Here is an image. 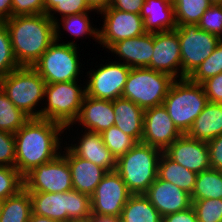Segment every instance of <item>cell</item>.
I'll return each mask as SVG.
<instances>
[{
    "label": "cell",
    "instance_id": "1",
    "mask_svg": "<svg viewBox=\"0 0 222 222\" xmlns=\"http://www.w3.org/2000/svg\"><path fill=\"white\" fill-rule=\"evenodd\" d=\"M64 131L59 123L30 118L14 133L15 168L18 172L24 177L33 168L54 160L61 153L63 137L59 136Z\"/></svg>",
    "mask_w": 222,
    "mask_h": 222
},
{
    "label": "cell",
    "instance_id": "2",
    "mask_svg": "<svg viewBox=\"0 0 222 222\" xmlns=\"http://www.w3.org/2000/svg\"><path fill=\"white\" fill-rule=\"evenodd\" d=\"M5 24L19 66L33 67L55 41V23L45 13L12 16Z\"/></svg>",
    "mask_w": 222,
    "mask_h": 222
},
{
    "label": "cell",
    "instance_id": "3",
    "mask_svg": "<svg viewBox=\"0 0 222 222\" xmlns=\"http://www.w3.org/2000/svg\"><path fill=\"white\" fill-rule=\"evenodd\" d=\"M162 152L156 147L138 142L117 159L115 171L132 195L145 194L156 180Z\"/></svg>",
    "mask_w": 222,
    "mask_h": 222
},
{
    "label": "cell",
    "instance_id": "4",
    "mask_svg": "<svg viewBox=\"0 0 222 222\" xmlns=\"http://www.w3.org/2000/svg\"><path fill=\"white\" fill-rule=\"evenodd\" d=\"M208 102L202 84L183 78L173 82L162 104L177 129L187 134Z\"/></svg>",
    "mask_w": 222,
    "mask_h": 222
},
{
    "label": "cell",
    "instance_id": "5",
    "mask_svg": "<svg viewBox=\"0 0 222 222\" xmlns=\"http://www.w3.org/2000/svg\"><path fill=\"white\" fill-rule=\"evenodd\" d=\"M46 82L33 67L20 66L0 80L9 100L30 118H40L38 103L44 101Z\"/></svg>",
    "mask_w": 222,
    "mask_h": 222
},
{
    "label": "cell",
    "instance_id": "6",
    "mask_svg": "<svg viewBox=\"0 0 222 222\" xmlns=\"http://www.w3.org/2000/svg\"><path fill=\"white\" fill-rule=\"evenodd\" d=\"M77 82L46 84L44 94L46 106H41L40 118L59 123L69 131L79 116L86 94L85 85L81 87L82 84L78 85Z\"/></svg>",
    "mask_w": 222,
    "mask_h": 222
},
{
    "label": "cell",
    "instance_id": "7",
    "mask_svg": "<svg viewBox=\"0 0 222 222\" xmlns=\"http://www.w3.org/2000/svg\"><path fill=\"white\" fill-rule=\"evenodd\" d=\"M32 213L59 222L91 216L90 196L76 190L66 192H29Z\"/></svg>",
    "mask_w": 222,
    "mask_h": 222
},
{
    "label": "cell",
    "instance_id": "8",
    "mask_svg": "<svg viewBox=\"0 0 222 222\" xmlns=\"http://www.w3.org/2000/svg\"><path fill=\"white\" fill-rule=\"evenodd\" d=\"M176 79L150 68H131L122 98L145 109L161 105Z\"/></svg>",
    "mask_w": 222,
    "mask_h": 222
},
{
    "label": "cell",
    "instance_id": "9",
    "mask_svg": "<svg viewBox=\"0 0 222 222\" xmlns=\"http://www.w3.org/2000/svg\"><path fill=\"white\" fill-rule=\"evenodd\" d=\"M77 46V42L73 40L67 43L55 40L33 65V68L46 84L78 81L82 63Z\"/></svg>",
    "mask_w": 222,
    "mask_h": 222
},
{
    "label": "cell",
    "instance_id": "10",
    "mask_svg": "<svg viewBox=\"0 0 222 222\" xmlns=\"http://www.w3.org/2000/svg\"><path fill=\"white\" fill-rule=\"evenodd\" d=\"M181 50V79L188 78L214 51L220 38L200 29L198 24L177 25Z\"/></svg>",
    "mask_w": 222,
    "mask_h": 222
},
{
    "label": "cell",
    "instance_id": "11",
    "mask_svg": "<svg viewBox=\"0 0 222 222\" xmlns=\"http://www.w3.org/2000/svg\"><path fill=\"white\" fill-rule=\"evenodd\" d=\"M28 192L58 193L73 190L71 171L60 153L54 160L33 168L23 177Z\"/></svg>",
    "mask_w": 222,
    "mask_h": 222
},
{
    "label": "cell",
    "instance_id": "12",
    "mask_svg": "<svg viewBox=\"0 0 222 222\" xmlns=\"http://www.w3.org/2000/svg\"><path fill=\"white\" fill-rule=\"evenodd\" d=\"M130 69L122 61L115 60L100 64L97 70L90 68L91 72L86 73L89 79L84 82L86 95L111 101L121 98Z\"/></svg>",
    "mask_w": 222,
    "mask_h": 222
},
{
    "label": "cell",
    "instance_id": "13",
    "mask_svg": "<svg viewBox=\"0 0 222 222\" xmlns=\"http://www.w3.org/2000/svg\"><path fill=\"white\" fill-rule=\"evenodd\" d=\"M131 195L116 171L107 172L90 196L91 214L121 217L122 209Z\"/></svg>",
    "mask_w": 222,
    "mask_h": 222
},
{
    "label": "cell",
    "instance_id": "14",
    "mask_svg": "<svg viewBox=\"0 0 222 222\" xmlns=\"http://www.w3.org/2000/svg\"><path fill=\"white\" fill-rule=\"evenodd\" d=\"M99 14L103 15V26L99 29V42L108 50L116 43L146 33L140 14L121 11L109 7Z\"/></svg>",
    "mask_w": 222,
    "mask_h": 222
},
{
    "label": "cell",
    "instance_id": "15",
    "mask_svg": "<svg viewBox=\"0 0 222 222\" xmlns=\"http://www.w3.org/2000/svg\"><path fill=\"white\" fill-rule=\"evenodd\" d=\"M181 135L163 104L144 110L142 143L165 151Z\"/></svg>",
    "mask_w": 222,
    "mask_h": 222
},
{
    "label": "cell",
    "instance_id": "16",
    "mask_svg": "<svg viewBox=\"0 0 222 222\" xmlns=\"http://www.w3.org/2000/svg\"><path fill=\"white\" fill-rule=\"evenodd\" d=\"M153 50L147 68L181 79V50L177 30L154 32Z\"/></svg>",
    "mask_w": 222,
    "mask_h": 222
},
{
    "label": "cell",
    "instance_id": "17",
    "mask_svg": "<svg viewBox=\"0 0 222 222\" xmlns=\"http://www.w3.org/2000/svg\"><path fill=\"white\" fill-rule=\"evenodd\" d=\"M174 162L195 173L211 168L207 142L182 134L165 151Z\"/></svg>",
    "mask_w": 222,
    "mask_h": 222
},
{
    "label": "cell",
    "instance_id": "18",
    "mask_svg": "<svg viewBox=\"0 0 222 222\" xmlns=\"http://www.w3.org/2000/svg\"><path fill=\"white\" fill-rule=\"evenodd\" d=\"M144 195L162 217L192 206L191 195L189 193L180 189L177 185L158 177Z\"/></svg>",
    "mask_w": 222,
    "mask_h": 222
},
{
    "label": "cell",
    "instance_id": "19",
    "mask_svg": "<svg viewBox=\"0 0 222 222\" xmlns=\"http://www.w3.org/2000/svg\"><path fill=\"white\" fill-rule=\"evenodd\" d=\"M82 125L84 131L102 133L115 125V113L111 100L96 99L85 94L81 110L74 124Z\"/></svg>",
    "mask_w": 222,
    "mask_h": 222
},
{
    "label": "cell",
    "instance_id": "20",
    "mask_svg": "<svg viewBox=\"0 0 222 222\" xmlns=\"http://www.w3.org/2000/svg\"><path fill=\"white\" fill-rule=\"evenodd\" d=\"M83 134L78 136L76 143L67 144V148L76 156L89 160L92 163L104 168L107 172L115 171L116 158L104 145L101 133H93L81 130Z\"/></svg>",
    "mask_w": 222,
    "mask_h": 222
},
{
    "label": "cell",
    "instance_id": "21",
    "mask_svg": "<svg viewBox=\"0 0 222 222\" xmlns=\"http://www.w3.org/2000/svg\"><path fill=\"white\" fill-rule=\"evenodd\" d=\"M110 51L118 55V62L122 60L130 68L148 67L154 52L153 33L146 32L141 36L116 42L108 52Z\"/></svg>",
    "mask_w": 222,
    "mask_h": 222
},
{
    "label": "cell",
    "instance_id": "22",
    "mask_svg": "<svg viewBox=\"0 0 222 222\" xmlns=\"http://www.w3.org/2000/svg\"><path fill=\"white\" fill-rule=\"evenodd\" d=\"M63 148L61 154L68 162L73 190L91 196L107 171L89 160L74 155L67 147Z\"/></svg>",
    "mask_w": 222,
    "mask_h": 222
},
{
    "label": "cell",
    "instance_id": "23",
    "mask_svg": "<svg viewBox=\"0 0 222 222\" xmlns=\"http://www.w3.org/2000/svg\"><path fill=\"white\" fill-rule=\"evenodd\" d=\"M140 15L146 32H162L177 27L172 0H145Z\"/></svg>",
    "mask_w": 222,
    "mask_h": 222
},
{
    "label": "cell",
    "instance_id": "24",
    "mask_svg": "<svg viewBox=\"0 0 222 222\" xmlns=\"http://www.w3.org/2000/svg\"><path fill=\"white\" fill-rule=\"evenodd\" d=\"M115 113V126L131 136L137 143L141 142L144 126V109L125 98L112 101Z\"/></svg>",
    "mask_w": 222,
    "mask_h": 222
},
{
    "label": "cell",
    "instance_id": "25",
    "mask_svg": "<svg viewBox=\"0 0 222 222\" xmlns=\"http://www.w3.org/2000/svg\"><path fill=\"white\" fill-rule=\"evenodd\" d=\"M222 134V104L208 102L187 135L208 142Z\"/></svg>",
    "mask_w": 222,
    "mask_h": 222
},
{
    "label": "cell",
    "instance_id": "26",
    "mask_svg": "<svg viewBox=\"0 0 222 222\" xmlns=\"http://www.w3.org/2000/svg\"><path fill=\"white\" fill-rule=\"evenodd\" d=\"M157 177L177 185L191 195L195 187L197 173L174 162L162 152L158 163Z\"/></svg>",
    "mask_w": 222,
    "mask_h": 222
},
{
    "label": "cell",
    "instance_id": "27",
    "mask_svg": "<svg viewBox=\"0 0 222 222\" xmlns=\"http://www.w3.org/2000/svg\"><path fill=\"white\" fill-rule=\"evenodd\" d=\"M120 218L121 222H162V216L144 194L131 195Z\"/></svg>",
    "mask_w": 222,
    "mask_h": 222
},
{
    "label": "cell",
    "instance_id": "28",
    "mask_svg": "<svg viewBox=\"0 0 222 222\" xmlns=\"http://www.w3.org/2000/svg\"><path fill=\"white\" fill-rule=\"evenodd\" d=\"M90 12L79 13L74 15H67L62 18H58L55 22V40L60 41L61 38V30H65L70 33L71 36L75 38L84 37L85 35L93 37L92 39L96 42H99V29L93 27L90 20ZM61 22V23H60ZM61 25V26H60Z\"/></svg>",
    "mask_w": 222,
    "mask_h": 222
},
{
    "label": "cell",
    "instance_id": "29",
    "mask_svg": "<svg viewBox=\"0 0 222 222\" xmlns=\"http://www.w3.org/2000/svg\"><path fill=\"white\" fill-rule=\"evenodd\" d=\"M32 213L30 193L21 189L3 201L0 222H28Z\"/></svg>",
    "mask_w": 222,
    "mask_h": 222
},
{
    "label": "cell",
    "instance_id": "30",
    "mask_svg": "<svg viewBox=\"0 0 222 222\" xmlns=\"http://www.w3.org/2000/svg\"><path fill=\"white\" fill-rule=\"evenodd\" d=\"M222 199V175L217 169H208L197 174L191 200Z\"/></svg>",
    "mask_w": 222,
    "mask_h": 222
},
{
    "label": "cell",
    "instance_id": "31",
    "mask_svg": "<svg viewBox=\"0 0 222 222\" xmlns=\"http://www.w3.org/2000/svg\"><path fill=\"white\" fill-rule=\"evenodd\" d=\"M177 25L198 24L212 5L209 0H172Z\"/></svg>",
    "mask_w": 222,
    "mask_h": 222
},
{
    "label": "cell",
    "instance_id": "32",
    "mask_svg": "<svg viewBox=\"0 0 222 222\" xmlns=\"http://www.w3.org/2000/svg\"><path fill=\"white\" fill-rule=\"evenodd\" d=\"M30 119L18 109L0 88V130L17 132Z\"/></svg>",
    "mask_w": 222,
    "mask_h": 222
},
{
    "label": "cell",
    "instance_id": "33",
    "mask_svg": "<svg viewBox=\"0 0 222 222\" xmlns=\"http://www.w3.org/2000/svg\"><path fill=\"white\" fill-rule=\"evenodd\" d=\"M44 6L45 14L48 15L54 23L58 20V16L56 17L54 14H60L62 18L67 15L93 12L86 0H44Z\"/></svg>",
    "mask_w": 222,
    "mask_h": 222
},
{
    "label": "cell",
    "instance_id": "34",
    "mask_svg": "<svg viewBox=\"0 0 222 222\" xmlns=\"http://www.w3.org/2000/svg\"><path fill=\"white\" fill-rule=\"evenodd\" d=\"M220 73H222V39L216 45L213 53L197 67L188 79L194 83L202 84Z\"/></svg>",
    "mask_w": 222,
    "mask_h": 222
},
{
    "label": "cell",
    "instance_id": "35",
    "mask_svg": "<svg viewBox=\"0 0 222 222\" xmlns=\"http://www.w3.org/2000/svg\"><path fill=\"white\" fill-rule=\"evenodd\" d=\"M101 135L104 145L110 150L116 160L137 143L131 136L122 132L115 125L104 130Z\"/></svg>",
    "mask_w": 222,
    "mask_h": 222
},
{
    "label": "cell",
    "instance_id": "36",
    "mask_svg": "<svg viewBox=\"0 0 222 222\" xmlns=\"http://www.w3.org/2000/svg\"><path fill=\"white\" fill-rule=\"evenodd\" d=\"M19 67L13 54L7 26L5 22H0V80Z\"/></svg>",
    "mask_w": 222,
    "mask_h": 222
},
{
    "label": "cell",
    "instance_id": "37",
    "mask_svg": "<svg viewBox=\"0 0 222 222\" xmlns=\"http://www.w3.org/2000/svg\"><path fill=\"white\" fill-rule=\"evenodd\" d=\"M23 188V176L15 167L0 166V200L16 195Z\"/></svg>",
    "mask_w": 222,
    "mask_h": 222
},
{
    "label": "cell",
    "instance_id": "38",
    "mask_svg": "<svg viewBox=\"0 0 222 222\" xmlns=\"http://www.w3.org/2000/svg\"><path fill=\"white\" fill-rule=\"evenodd\" d=\"M198 222H222V199L192 200Z\"/></svg>",
    "mask_w": 222,
    "mask_h": 222
},
{
    "label": "cell",
    "instance_id": "39",
    "mask_svg": "<svg viewBox=\"0 0 222 222\" xmlns=\"http://www.w3.org/2000/svg\"><path fill=\"white\" fill-rule=\"evenodd\" d=\"M198 26L222 39V5L212 4L202 15Z\"/></svg>",
    "mask_w": 222,
    "mask_h": 222
},
{
    "label": "cell",
    "instance_id": "40",
    "mask_svg": "<svg viewBox=\"0 0 222 222\" xmlns=\"http://www.w3.org/2000/svg\"><path fill=\"white\" fill-rule=\"evenodd\" d=\"M0 166L15 167L14 134L0 130Z\"/></svg>",
    "mask_w": 222,
    "mask_h": 222
},
{
    "label": "cell",
    "instance_id": "41",
    "mask_svg": "<svg viewBox=\"0 0 222 222\" xmlns=\"http://www.w3.org/2000/svg\"><path fill=\"white\" fill-rule=\"evenodd\" d=\"M45 13L44 0H12V16Z\"/></svg>",
    "mask_w": 222,
    "mask_h": 222
},
{
    "label": "cell",
    "instance_id": "42",
    "mask_svg": "<svg viewBox=\"0 0 222 222\" xmlns=\"http://www.w3.org/2000/svg\"><path fill=\"white\" fill-rule=\"evenodd\" d=\"M209 102L222 104V73L202 83Z\"/></svg>",
    "mask_w": 222,
    "mask_h": 222
},
{
    "label": "cell",
    "instance_id": "43",
    "mask_svg": "<svg viewBox=\"0 0 222 222\" xmlns=\"http://www.w3.org/2000/svg\"><path fill=\"white\" fill-rule=\"evenodd\" d=\"M212 169L222 170V134L207 142Z\"/></svg>",
    "mask_w": 222,
    "mask_h": 222
},
{
    "label": "cell",
    "instance_id": "44",
    "mask_svg": "<svg viewBox=\"0 0 222 222\" xmlns=\"http://www.w3.org/2000/svg\"><path fill=\"white\" fill-rule=\"evenodd\" d=\"M162 222H198V219L194 208L191 206L185 210L163 216Z\"/></svg>",
    "mask_w": 222,
    "mask_h": 222
},
{
    "label": "cell",
    "instance_id": "45",
    "mask_svg": "<svg viewBox=\"0 0 222 222\" xmlns=\"http://www.w3.org/2000/svg\"><path fill=\"white\" fill-rule=\"evenodd\" d=\"M144 2L145 0H112L110 7L125 12L140 14Z\"/></svg>",
    "mask_w": 222,
    "mask_h": 222
},
{
    "label": "cell",
    "instance_id": "46",
    "mask_svg": "<svg viewBox=\"0 0 222 222\" xmlns=\"http://www.w3.org/2000/svg\"><path fill=\"white\" fill-rule=\"evenodd\" d=\"M12 17V0H0V22Z\"/></svg>",
    "mask_w": 222,
    "mask_h": 222
},
{
    "label": "cell",
    "instance_id": "47",
    "mask_svg": "<svg viewBox=\"0 0 222 222\" xmlns=\"http://www.w3.org/2000/svg\"><path fill=\"white\" fill-rule=\"evenodd\" d=\"M88 6L90 7L91 10L97 13V15L109 8L111 6L112 0H86ZM99 12V13H98Z\"/></svg>",
    "mask_w": 222,
    "mask_h": 222
},
{
    "label": "cell",
    "instance_id": "48",
    "mask_svg": "<svg viewBox=\"0 0 222 222\" xmlns=\"http://www.w3.org/2000/svg\"><path fill=\"white\" fill-rule=\"evenodd\" d=\"M89 222H121V218L91 214V216L89 217Z\"/></svg>",
    "mask_w": 222,
    "mask_h": 222
},
{
    "label": "cell",
    "instance_id": "49",
    "mask_svg": "<svg viewBox=\"0 0 222 222\" xmlns=\"http://www.w3.org/2000/svg\"><path fill=\"white\" fill-rule=\"evenodd\" d=\"M28 222H59V221H56V220H53V219L48 218V217L39 216V215H36L34 213H31V216H30V219H29Z\"/></svg>",
    "mask_w": 222,
    "mask_h": 222
},
{
    "label": "cell",
    "instance_id": "50",
    "mask_svg": "<svg viewBox=\"0 0 222 222\" xmlns=\"http://www.w3.org/2000/svg\"><path fill=\"white\" fill-rule=\"evenodd\" d=\"M65 222H89V218L68 219Z\"/></svg>",
    "mask_w": 222,
    "mask_h": 222
},
{
    "label": "cell",
    "instance_id": "51",
    "mask_svg": "<svg viewBox=\"0 0 222 222\" xmlns=\"http://www.w3.org/2000/svg\"><path fill=\"white\" fill-rule=\"evenodd\" d=\"M211 4L222 5V0H209Z\"/></svg>",
    "mask_w": 222,
    "mask_h": 222
},
{
    "label": "cell",
    "instance_id": "52",
    "mask_svg": "<svg viewBox=\"0 0 222 222\" xmlns=\"http://www.w3.org/2000/svg\"><path fill=\"white\" fill-rule=\"evenodd\" d=\"M2 204H3V200H0V214H1Z\"/></svg>",
    "mask_w": 222,
    "mask_h": 222
}]
</instances>
